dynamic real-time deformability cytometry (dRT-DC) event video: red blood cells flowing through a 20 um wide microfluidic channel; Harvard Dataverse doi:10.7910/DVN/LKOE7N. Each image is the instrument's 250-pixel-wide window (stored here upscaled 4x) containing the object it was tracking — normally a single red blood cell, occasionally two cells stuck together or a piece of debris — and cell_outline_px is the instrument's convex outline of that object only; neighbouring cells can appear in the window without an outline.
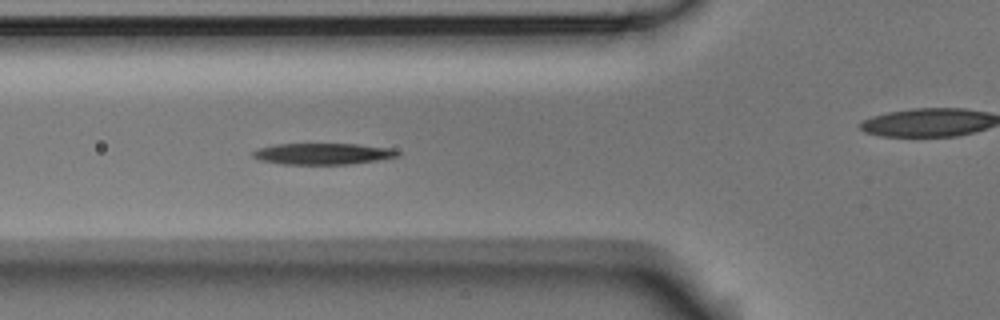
{"species": "Egyptian fruit bat (a non-hibernating species)", "species_latin": "Rousettus aegyptiacus", "temperature_condition": "room temperature", "stored_images_in_passage": 5, "segment_of_instrument_passage": [1, 2], "camera_frame_rate_fps": 3000, "um_per_image_px": 0.085, "animal": {"sex": "male"}, "frame": {"image": 1, "passage_image": 4, "time_ms": 1.0, "image_size_px": [1000, 320], "cell_outline_px": [[400, 156], [380, 160], [348, 164], [284, 164], [260, 160], [252, 156], [252, 152], [256, 148], [276, 144], [356, 144], [392, 148], [400, 152]], "centroid_in_image_um": [27.46, 13.07], "position_along_channel_um": 98.3, "area_um2": 18.03}}